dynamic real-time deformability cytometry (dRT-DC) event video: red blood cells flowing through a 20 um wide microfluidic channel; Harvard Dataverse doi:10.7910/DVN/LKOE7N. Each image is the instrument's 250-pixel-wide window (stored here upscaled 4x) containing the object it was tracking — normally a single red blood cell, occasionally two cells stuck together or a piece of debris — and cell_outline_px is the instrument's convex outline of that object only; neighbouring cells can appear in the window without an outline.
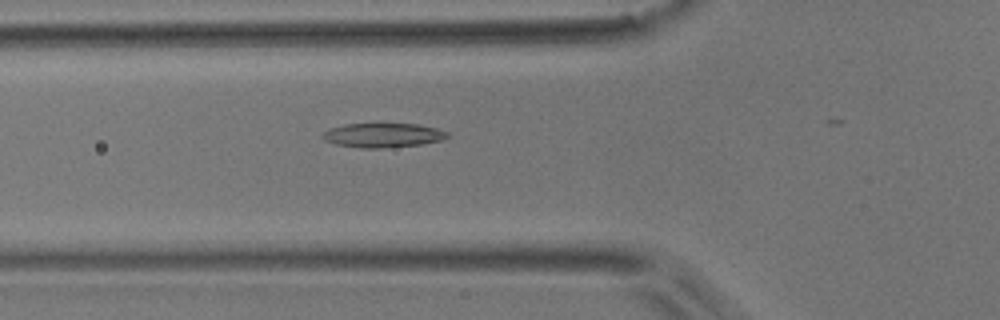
{"species": "common noctule bat (a hibernating species)", "species_latin": "Nyctalus noctula", "temperature_condition": "room temperature", "stored_images_in_passage": 13, "camera_frame_rate_fps": 3000, "um_per_image_px": 0.085, "animal": {"sex": "male", "body_mass_g": 17.9}, "frame": {"image": 1, "passage_image": 9, "time_ms": 2.667, "image_size_px": [1000, 320], "cell_outline_px": [[448, 136], [440, 140], [420, 144], [384, 148], [360, 148], [336, 144], [324, 140], [320, 136], [328, 128], [344, 124], [376, 120], [380, 120], [420, 124], [436, 128], [448, 132]], "centroid_in_image_um": [32.49, 11.42], "position_along_channel_um": 93.3, "area_um2": 18.79}}
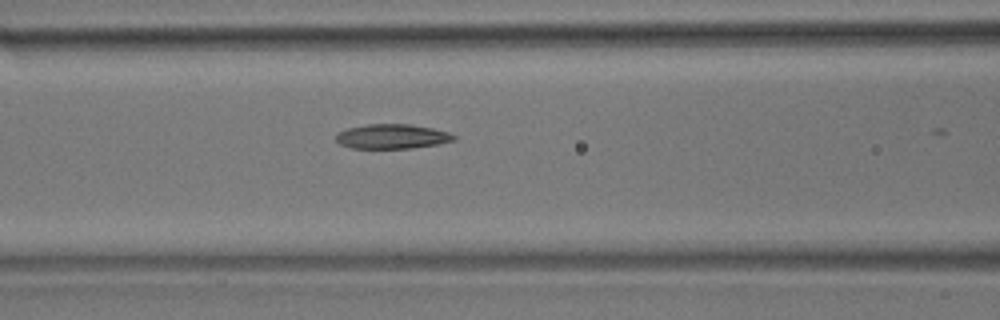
{"frame": {"image": 2, "passage_image": 12, "time_ms": 3.667, "image_size_px": [1000, 320], "cell_outline_px": [[456, 140], [436, 144], [412, 148], [352, 148], [340, 144], [336, 140], [336, 132], [348, 128], [368, 124], [412, 124], [432, 128], [448, 132], [456, 136]], "centroid_in_image_um": [33.32, 11.59], "position_along_channel_um": 133.3, "area_um2": 16.88}}